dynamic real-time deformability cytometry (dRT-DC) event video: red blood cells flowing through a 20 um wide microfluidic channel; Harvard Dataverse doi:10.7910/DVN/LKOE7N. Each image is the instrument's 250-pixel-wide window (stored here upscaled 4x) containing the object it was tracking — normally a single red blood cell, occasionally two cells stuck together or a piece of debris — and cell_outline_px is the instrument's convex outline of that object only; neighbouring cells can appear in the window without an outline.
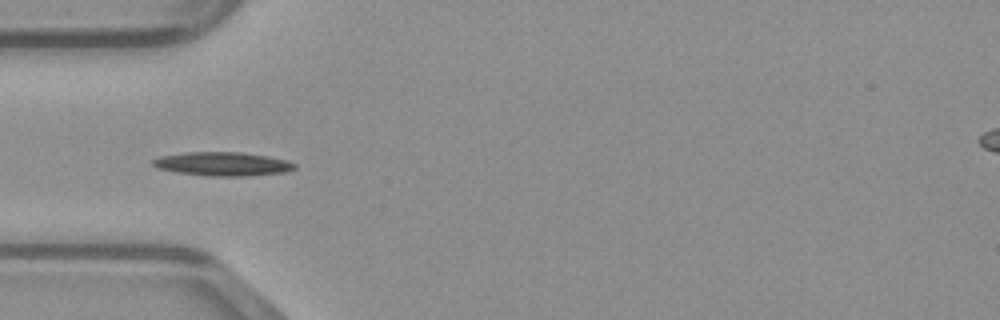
{"species": "common noctule bat (a hibernating species)", "species_latin": "Nyctalus noctula", "temperature_condition": "warm", "stored_images_in_passage": 35, "camera_frame_rate_fps": 3000, "um_per_image_px": 0.085, "animal": {"sex": "male", "body_mass_g": 23.1, "forearm_length_mm": 52.7}, "frame": {"image": 1, "passage_image": 2, "time_ms": 0.333, "image_size_px": [1000, 320], "cell_outline_px": [[296, 168], [284, 172], [244, 176], [208, 176], [176, 172], [156, 168], [152, 164], [152, 160], [160, 156], [188, 152], [240, 152], [268, 156], [288, 160], [296, 164]], "centroid_in_image_um": [18.92, 13.93], "position_along_channel_um": 66.1, "area_um2": 19.65}}
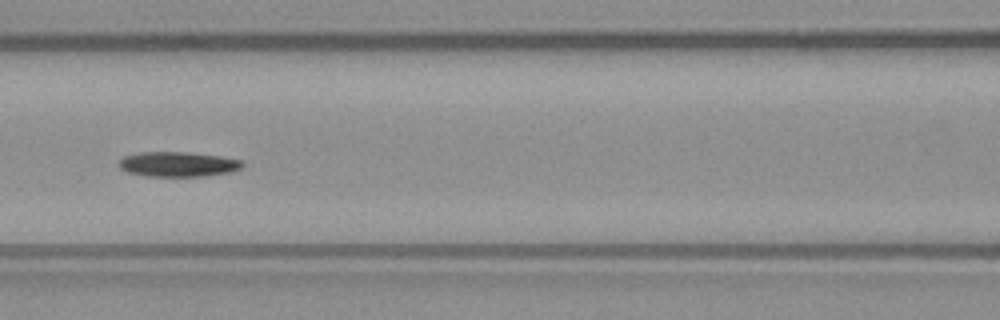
{"frame": {"image": 2, "passage_image": 8, "time_ms": 2.333, "image_size_px": [1000, 320], "cell_outline_px": [[244, 164], [240, 168], [232, 172], [208, 176], [148, 176], [128, 172], [120, 168], [120, 160], [124, 156], [140, 152], [188, 152], [220, 156], [244, 160]], "centroid_in_image_um": [15.18, 13.96], "position_along_channel_um": 151.4, "area_um2": 17.98}}
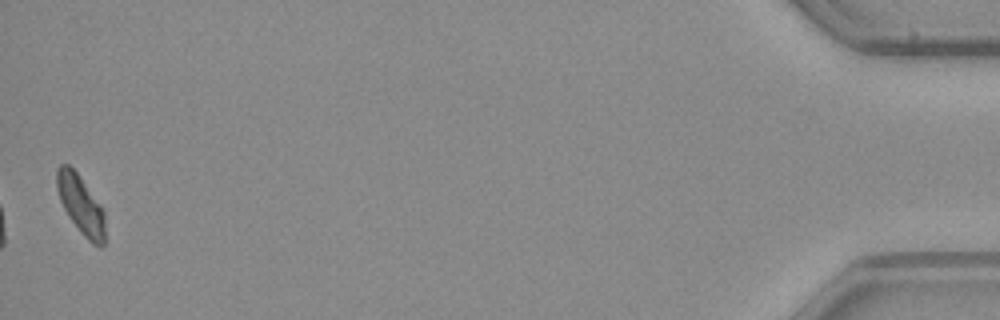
{"frame": {"image": 3, "passage_image": 35, "time_ms": 11.333, "image_size_px": [1000, 320], "cell_outline_px": [[104, 244], [100, 248], [92, 244], [80, 232], [68, 216], [60, 200], [56, 188], [56, 168], [60, 164], [68, 164], [76, 172], [104, 212]], "centroid_in_image_um": [6.83, 17.42], "position_along_channel_um": 428.4, "area_um2": 16.18}}